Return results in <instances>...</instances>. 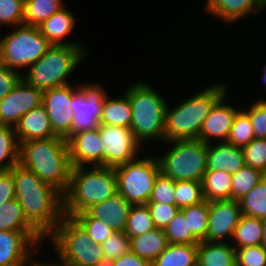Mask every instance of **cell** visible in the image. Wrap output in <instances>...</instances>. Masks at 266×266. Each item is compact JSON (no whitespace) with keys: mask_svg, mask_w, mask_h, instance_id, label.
Returning <instances> with one entry per match:
<instances>
[{"mask_svg":"<svg viewBox=\"0 0 266 266\" xmlns=\"http://www.w3.org/2000/svg\"><path fill=\"white\" fill-rule=\"evenodd\" d=\"M237 245L235 249L263 245L262 220L242 215L233 234Z\"/></svg>","mask_w":266,"mask_h":266,"instance_id":"obj_30","label":"cell"},{"mask_svg":"<svg viewBox=\"0 0 266 266\" xmlns=\"http://www.w3.org/2000/svg\"><path fill=\"white\" fill-rule=\"evenodd\" d=\"M74 22V15L63 8L43 21L38 29L52 45H78V43L63 41V38L73 30Z\"/></svg>","mask_w":266,"mask_h":266,"instance_id":"obj_23","label":"cell"},{"mask_svg":"<svg viewBox=\"0 0 266 266\" xmlns=\"http://www.w3.org/2000/svg\"><path fill=\"white\" fill-rule=\"evenodd\" d=\"M205 7L206 11L229 23L261 9L256 0H207Z\"/></svg>","mask_w":266,"mask_h":266,"instance_id":"obj_25","label":"cell"},{"mask_svg":"<svg viewBox=\"0 0 266 266\" xmlns=\"http://www.w3.org/2000/svg\"><path fill=\"white\" fill-rule=\"evenodd\" d=\"M245 112L250 117L255 138H266V101L260 100L251 104V108Z\"/></svg>","mask_w":266,"mask_h":266,"instance_id":"obj_47","label":"cell"},{"mask_svg":"<svg viewBox=\"0 0 266 266\" xmlns=\"http://www.w3.org/2000/svg\"><path fill=\"white\" fill-rule=\"evenodd\" d=\"M71 99L70 84L44 90L42 94V106L46 109L54 134L66 140L72 135Z\"/></svg>","mask_w":266,"mask_h":266,"instance_id":"obj_13","label":"cell"},{"mask_svg":"<svg viewBox=\"0 0 266 266\" xmlns=\"http://www.w3.org/2000/svg\"><path fill=\"white\" fill-rule=\"evenodd\" d=\"M197 266H236V249L226 242L200 241Z\"/></svg>","mask_w":266,"mask_h":266,"instance_id":"obj_22","label":"cell"},{"mask_svg":"<svg viewBox=\"0 0 266 266\" xmlns=\"http://www.w3.org/2000/svg\"><path fill=\"white\" fill-rule=\"evenodd\" d=\"M14 130L18 144L56 136L51 128L46 109L42 105L24 114L15 125Z\"/></svg>","mask_w":266,"mask_h":266,"instance_id":"obj_20","label":"cell"},{"mask_svg":"<svg viewBox=\"0 0 266 266\" xmlns=\"http://www.w3.org/2000/svg\"><path fill=\"white\" fill-rule=\"evenodd\" d=\"M236 266H266V246L237 248Z\"/></svg>","mask_w":266,"mask_h":266,"instance_id":"obj_45","label":"cell"},{"mask_svg":"<svg viewBox=\"0 0 266 266\" xmlns=\"http://www.w3.org/2000/svg\"><path fill=\"white\" fill-rule=\"evenodd\" d=\"M80 86V87H79ZM72 86V134L93 130L101 124L100 117L107 92L100 84Z\"/></svg>","mask_w":266,"mask_h":266,"instance_id":"obj_11","label":"cell"},{"mask_svg":"<svg viewBox=\"0 0 266 266\" xmlns=\"http://www.w3.org/2000/svg\"><path fill=\"white\" fill-rule=\"evenodd\" d=\"M198 244H171L152 262V266H197Z\"/></svg>","mask_w":266,"mask_h":266,"instance_id":"obj_26","label":"cell"},{"mask_svg":"<svg viewBox=\"0 0 266 266\" xmlns=\"http://www.w3.org/2000/svg\"><path fill=\"white\" fill-rule=\"evenodd\" d=\"M114 266H152V263L129 251L114 260Z\"/></svg>","mask_w":266,"mask_h":266,"instance_id":"obj_50","label":"cell"},{"mask_svg":"<svg viewBox=\"0 0 266 266\" xmlns=\"http://www.w3.org/2000/svg\"><path fill=\"white\" fill-rule=\"evenodd\" d=\"M10 171L15 184V199L22 206L27 220L44 237H49L64 216L63 195L20 163Z\"/></svg>","mask_w":266,"mask_h":266,"instance_id":"obj_1","label":"cell"},{"mask_svg":"<svg viewBox=\"0 0 266 266\" xmlns=\"http://www.w3.org/2000/svg\"><path fill=\"white\" fill-rule=\"evenodd\" d=\"M61 266H72V265H67V264H61Z\"/></svg>","mask_w":266,"mask_h":266,"instance_id":"obj_55","label":"cell"},{"mask_svg":"<svg viewBox=\"0 0 266 266\" xmlns=\"http://www.w3.org/2000/svg\"><path fill=\"white\" fill-rule=\"evenodd\" d=\"M42 94L43 91L21 78L12 91L0 100V125L15 127L24 114L42 105Z\"/></svg>","mask_w":266,"mask_h":266,"instance_id":"obj_14","label":"cell"},{"mask_svg":"<svg viewBox=\"0 0 266 266\" xmlns=\"http://www.w3.org/2000/svg\"><path fill=\"white\" fill-rule=\"evenodd\" d=\"M241 216L239 201L233 199L210 201L207 235L203 241L223 242V238L227 235L233 238Z\"/></svg>","mask_w":266,"mask_h":266,"instance_id":"obj_16","label":"cell"},{"mask_svg":"<svg viewBox=\"0 0 266 266\" xmlns=\"http://www.w3.org/2000/svg\"><path fill=\"white\" fill-rule=\"evenodd\" d=\"M21 75L0 61V100L12 91L22 78Z\"/></svg>","mask_w":266,"mask_h":266,"instance_id":"obj_48","label":"cell"},{"mask_svg":"<svg viewBox=\"0 0 266 266\" xmlns=\"http://www.w3.org/2000/svg\"><path fill=\"white\" fill-rule=\"evenodd\" d=\"M25 0H0V25H21Z\"/></svg>","mask_w":266,"mask_h":266,"instance_id":"obj_44","label":"cell"},{"mask_svg":"<svg viewBox=\"0 0 266 266\" xmlns=\"http://www.w3.org/2000/svg\"><path fill=\"white\" fill-rule=\"evenodd\" d=\"M49 236L58 252L60 264L94 266L105 258L101 245L93 242L72 217L64 215Z\"/></svg>","mask_w":266,"mask_h":266,"instance_id":"obj_7","label":"cell"},{"mask_svg":"<svg viewBox=\"0 0 266 266\" xmlns=\"http://www.w3.org/2000/svg\"><path fill=\"white\" fill-rule=\"evenodd\" d=\"M131 120V104L127 95L122 99L111 100L107 98V95L105 96L100 117L101 124L130 128Z\"/></svg>","mask_w":266,"mask_h":266,"instance_id":"obj_28","label":"cell"},{"mask_svg":"<svg viewBox=\"0 0 266 266\" xmlns=\"http://www.w3.org/2000/svg\"><path fill=\"white\" fill-rule=\"evenodd\" d=\"M31 266H61V264H58V265L57 264L56 265L55 264H50V263L49 264H46V263L44 264V263H42L40 261L39 262L36 261V262H32Z\"/></svg>","mask_w":266,"mask_h":266,"instance_id":"obj_53","label":"cell"},{"mask_svg":"<svg viewBox=\"0 0 266 266\" xmlns=\"http://www.w3.org/2000/svg\"><path fill=\"white\" fill-rule=\"evenodd\" d=\"M221 84L204 88L200 93L181 102L175 109L166 106L164 139L166 141L198 139L202 124L214 104L226 94Z\"/></svg>","mask_w":266,"mask_h":266,"instance_id":"obj_4","label":"cell"},{"mask_svg":"<svg viewBox=\"0 0 266 266\" xmlns=\"http://www.w3.org/2000/svg\"><path fill=\"white\" fill-rule=\"evenodd\" d=\"M17 163L19 144L14 127L0 125V171L11 170Z\"/></svg>","mask_w":266,"mask_h":266,"instance_id":"obj_33","label":"cell"},{"mask_svg":"<svg viewBox=\"0 0 266 266\" xmlns=\"http://www.w3.org/2000/svg\"><path fill=\"white\" fill-rule=\"evenodd\" d=\"M265 175L259 170L244 165L232 174V199L239 201L249 193Z\"/></svg>","mask_w":266,"mask_h":266,"instance_id":"obj_36","label":"cell"},{"mask_svg":"<svg viewBox=\"0 0 266 266\" xmlns=\"http://www.w3.org/2000/svg\"><path fill=\"white\" fill-rule=\"evenodd\" d=\"M73 167L70 184L63 195V213L72 217L85 212L92 205L104 202L117 193V178L114 168L93 166Z\"/></svg>","mask_w":266,"mask_h":266,"instance_id":"obj_3","label":"cell"},{"mask_svg":"<svg viewBox=\"0 0 266 266\" xmlns=\"http://www.w3.org/2000/svg\"><path fill=\"white\" fill-rule=\"evenodd\" d=\"M0 231H38L26 218L23 208L16 200L0 207Z\"/></svg>","mask_w":266,"mask_h":266,"instance_id":"obj_29","label":"cell"},{"mask_svg":"<svg viewBox=\"0 0 266 266\" xmlns=\"http://www.w3.org/2000/svg\"><path fill=\"white\" fill-rule=\"evenodd\" d=\"M69 158L72 168L86 166H103L102 140L99 135V127L93 130L72 134L67 139Z\"/></svg>","mask_w":266,"mask_h":266,"instance_id":"obj_17","label":"cell"},{"mask_svg":"<svg viewBox=\"0 0 266 266\" xmlns=\"http://www.w3.org/2000/svg\"><path fill=\"white\" fill-rule=\"evenodd\" d=\"M19 163L62 195L67 192L72 166L66 139L55 136L20 143Z\"/></svg>","mask_w":266,"mask_h":266,"instance_id":"obj_2","label":"cell"},{"mask_svg":"<svg viewBox=\"0 0 266 266\" xmlns=\"http://www.w3.org/2000/svg\"><path fill=\"white\" fill-rule=\"evenodd\" d=\"M239 203L242 215L261 220L266 218V175Z\"/></svg>","mask_w":266,"mask_h":266,"instance_id":"obj_32","label":"cell"},{"mask_svg":"<svg viewBox=\"0 0 266 266\" xmlns=\"http://www.w3.org/2000/svg\"><path fill=\"white\" fill-rule=\"evenodd\" d=\"M207 157V171H224L234 174L245 165L243 149L226 142H221L216 146L208 144Z\"/></svg>","mask_w":266,"mask_h":266,"instance_id":"obj_21","label":"cell"},{"mask_svg":"<svg viewBox=\"0 0 266 266\" xmlns=\"http://www.w3.org/2000/svg\"><path fill=\"white\" fill-rule=\"evenodd\" d=\"M131 206L132 205L117 192L104 202L92 205L86 212L92 218L106 222L114 232H124Z\"/></svg>","mask_w":266,"mask_h":266,"instance_id":"obj_19","label":"cell"},{"mask_svg":"<svg viewBox=\"0 0 266 266\" xmlns=\"http://www.w3.org/2000/svg\"><path fill=\"white\" fill-rule=\"evenodd\" d=\"M255 138L253 125L249 115L243 110H239L234 117V121L226 143L243 148Z\"/></svg>","mask_w":266,"mask_h":266,"instance_id":"obj_37","label":"cell"},{"mask_svg":"<svg viewBox=\"0 0 266 266\" xmlns=\"http://www.w3.org/2000/svg\"><path fill=\"white\" fill-rule=\"evenodd\" d=\"M169 245L164 230L154 228L137 237H130V251L153 262Z\"/></svg>","mask_w":266,"mask_h":266,"instance_id":"obj_24","label":"cell"},{"mask_svg":"<svg viewBox=\"0 0 266 266\" xmlns=\"http://www.w3.org/2000/svg\"><path fill=\"white\" fill-rule=\"evenodd\" d=\"M16 191L12 172L0 171V207L7 201L15 199Z\"/></svg>","mask_w":266,"mask_h":266,"instance_id":"obj_49","label":"cell"},{"mask_svg":"<svg viewBox=\"0 0 266 266\" xmlns=\"http://www.w3.org/2000/svg\"><path fill=\"white\" fill-rule=\"evenodd\" d=\"M156 228L147 205H132L128 214L124 233L130 237H137Z\"/></svg>","mask_w":266,"mask_h":266,"instance_id":"obj_35","label":"cell"},{"mask_svg":"<svg viewBox=\"0 0 266 266\" xmlns=\"http://www.w3.org/2000/svg\"><path fill=\"white\" fill-rule=\"evenodd\" d=\"M72 218L83 228L91 240L98 245L114 233L106 222L92 218L86 211L74 214Z\"/></svg>","mask_w":266,"mask_h":266,"instance_id":"obj_40","label":"cell"},{"mask_svg":"<svg viewBox=\"0 0 266 266\" xmlns=\"http://www.w3.org/2000/svg\"><path fill=\"white\" fill-rule=\"evenodd\" d=\"M148 203L175 205V181L160 172Z\"/></svg>","mask_w":266,"mask_h":266,"instance_id":"obj_42","label":"cell"},{"mask_svg":"<svg viewBox=\"0 0 266 266\" xmlns=\"http://www.w3.org/2000/svg\"><path fill=\"white\" fill-rule=\"evenodd\" d=\"M44 238L39 231H0V266H26L30 249Z\"/></svg>","mask_w":266,"mask_h":266,"instance_id":"obj_15","label":"cell"},{"mask_svg":"<svg viewBox=\"0 0 266 266\" xmlns=\"http://www.w3.org/2000/svg\"><path fill=\"white\" fill-rule=\"evenodd\" d=\"M117 192L131 205H145L158 174L161 172L158 157L134 159L114 168Z\"/></svg>","mask_w":266,"mask_h":266,"instance_id":"obj_10","label":"cell"},{"mask_svg":"<svg viewBox=\"0 0 266 266\" xmlns=\"http://www.w3.org/2000/svg\"><path fill=\"white\" fill-rule=\"evenodd\" d=\"M85 51L80 45H52L22 78L41 91L68 85L66 78L88 54Z\"/></svg>","mask_w":266,"mask_h":266,"instance_id":"obj_5","label":"cell"},{"mask_svg":"<svg viewBox=\"0 0 266 266\" xmlns=\"http://www.w3.org/2000/svg\"><path fill=\"white\" fill-rule=\"evenodd\" d=\"M165 156L160 157L161 172L174 181H200L207 171V147L203 141L175 140Z\"/></svg>","mask_w":266,"mask_h":266,"instance_id":"obj_8","label":"cell"},{"mask_svg":"<svg viewBox=\"0 0 266 266\" xmlns=\"http://www.w3.org/2000/svg\"><path fill=\"white\" fill-rule=\"evenodd\" d=\"M99 135L104 147L103 166L115 168L138 158L140 144L130 128L100 124Z\"/></svg>","mask_w":266,"mask_h":266,"instance_id":"obj_12","label":"cell"},{"mask_svg":"<svg viewBox=\"0 0 266 266\" xmlns=\"http://www.w3.org/2000/svg\"><path fill=\"white\" fill-rule=\"evenodd\" d=\"M94 266H114V260L112 259H101L97 264H95Z\"/></svg>","mask_w":266,"mask_h":266,"instance_id":"obj_51","label":"cell"},{"mask_svg":"<svg viewBox=\"0 0 266 266\" xmlns=\"http://www.w3.org/2000/svg\"><path fill=\"white\" fill-rule=\"evenodd\" d=\"M164 233L171 244L200 243V240L192 232H188L187 219L184 218L180 210L165 227Z\"/></svg>","mask_w":266,"mask_h":266,"instance_id":"obj_39","label":"cell"},{"mask_svg":"<svg viewBox=\"0 0 266 266\" xmlns=\"http://www.w3.org/2000/svg\"><path fill=\"white\" fill-rule=\"evenodd\" d=\"M205 201L202 182L194 180L175 181V205L181 209Z\"/></svg>","mask_w":266,"mask_h":266,"instance_id":"obj_38","label":"cell"},{"mask_svg":"<svg viewBox=\"0 0 266 266\" xmlns=\"http://www.w3.org/2000/svg\"><path fill=\"white\" fill-rule=\"evenodd\" d=\"M0 40V61L9 68H27L52 46L38 26L21 24Z\"/></svg>","mask_w":266,"mask_h":266,"instance_id":"obj_9","label":"cell"},{"mask_svg":"<svg viewBox=\"0 0 266 266\" xmlns=\"http://www.w3.org/2000/svg\"><path fill=\"white\" fill-rule=\"evenodd\" d=\"M262 79H263L264 82H266V66H265V69H264V74H263Z\"/></svg>","mask_w":266,"mask_h":266,"instance_id":"obj_54","label":"cell"},{"mask_svg":"<svg viewBox=\"0 0 266 266\" xmlns=\"http://www.w3.org/2000/svg\"><path fill=\"white\" fill-rule=\"evenodd\" d=\"M204 198L207 201L232 199V174L224 171H206L202 179Z\"/></svg>","mask_w":266,"mask_h":266,"instance_id":"obj_27","label":"cell"},{"mask_svg":"<svg viewBox=\"0 0 266 266\" xmlns=\"http://www.w3.org/2000/svg\"><path fill=\"white\" fill-rule=\"evenodd\" d=\"M225 97L226 94L214 104L202 124L198 140L203 141L205 144H210L209 139L212 138H221L223 139L221 142H226L228 139L234 117L239 110L223 104Z\"/></svg>","mask_w":266,"mask_h":266,"instance_id":"obj_18","label":"cell"},{"mask_svg":"<svg viewBox=\"0 0 266 266\" xmlns=\"http://www.w3.org/2000/svg\"><path fill=\"white\" fill-rule=\"evenodd\" d=\"M63 8L61 0H25L23 24L39 26Z\"/></svg>","mask_w":266,"mask_h":266,"instance_id":"obj_31","label":"cell"},{"mask_svg":"<svg viewBox=\"0 0 266 266\" xmlns=\"http://www.w3.org/2000/svg\"><path fill=\"white\" fill-rule=\"evenodd\" d=\"M263 227V245L266 246V218L262 219Z\"/></svg>","mask_w":266,"mask_h":266,"instance_id":"obj_52","label":"cell"},{"mask_svg":"<svg viewBox=\"0 0 266 266\" xmlns=\"http://www.w3.org/2000/svg\"><path fill=\"white\" fill-rule=\"evenodd\" d=\"M146 205L149 208L155 227L162 230L180 210L176 205L161 203H147Z\"/></svg>","mask_w":266,"mask_h":266,"instance_id":"obj_46","label":"cell"},{"mask_svg":"<svg viewBox=\"0 0 266 266\" xmlns=\"http://www.w3.org/2000/svg\"><path fill=\"white\" fill-rule=\"evenodd\" d=\"M132 111L130 129L136 141L160 138L164 140L166 102L151 86L144 82L127 89Z\"/></svg>","mask_w":266,"mask_h":266,"instance_id":"obj_6","label":"cell"},{"mask_svg":"<svg viewBox=\"0 0 266 266\" xmlns=\"http://www.w3.org/2000/svg\"><path fill=\"white\" fill-rule=\"evenodd\" d=\"M245 165L266 175V138H254L243 148Z\"/></svg>","mask_w":266,"mask_h":266,"instance_id":"obj_41","label":"cell"},{"mask_svg":"<svg viewBox=\"0 0 266 266\" xmlns=\"http://www.w3.org/2000/svg\"><path fill=\"white\" fill-rule=\"evenodd\" d=\"M184 218L187 219L188 232H192L200 241L207 235L209 201L205 200L200 204L181 208Z\"/></svg>","mask_w":266,"mask_h":266,"instance_id":"obj_34","label":"cell"},{"mask_svg":"<svg viewBox=\"0 0 266 266\" xmlns=\"http://www.w3.org/2000/svg\"><path fill=\"white\" fill-rule=\"evenodd\" d=\"M100 245L104 257L115 260L130 251V238L124 232H114Z\"/></svg>","mask_w":266,"mask_h":266,"instance_id":"obj_43","label":"cell"}]
</instances>
